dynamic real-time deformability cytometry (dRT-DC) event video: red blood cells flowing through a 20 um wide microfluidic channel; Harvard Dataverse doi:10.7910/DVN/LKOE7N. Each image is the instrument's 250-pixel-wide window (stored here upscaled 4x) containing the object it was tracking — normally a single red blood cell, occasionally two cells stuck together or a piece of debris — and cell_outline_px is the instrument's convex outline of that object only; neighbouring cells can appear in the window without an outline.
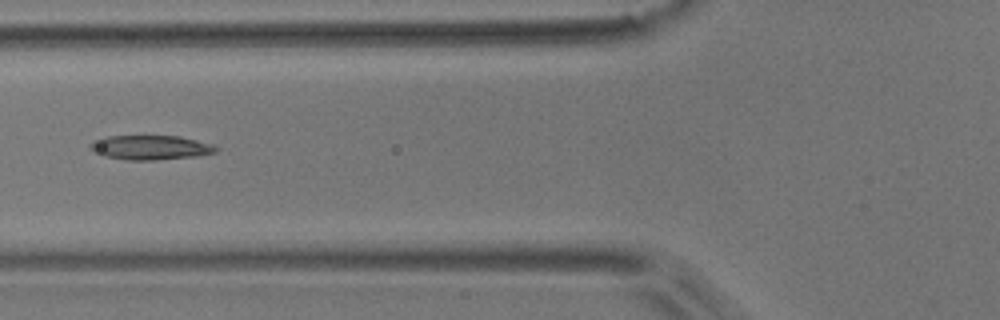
{"species": "common noctule bat (a hibernating species)", "species_latin": "Nyctalus noctula", "temperature_condition": "room temperature", "stored_images_in_passage": 7, "camera_frame_rate_fps": 3000, "um_per_image_px": 0.085, "animal": {"sex": "male", "body_mass_g": 17.9}, "frame": {"image": 1, "passage_image": 5, "time_ms": 1.333, "image_size_px": [1000, 320], "cell_outline_px": [[216, 152], [196, 156], [156, 160], [124, 160], [104, 156], [92, 152], [88, 148], [88, 144], [92, 140], [104, 136], [180, 136], [212, 144], [216, 148]], "centroid_in_image_um": [12.68, 12.54], "position_along_channel_um": 113.1, "area_um2": 18.09}}
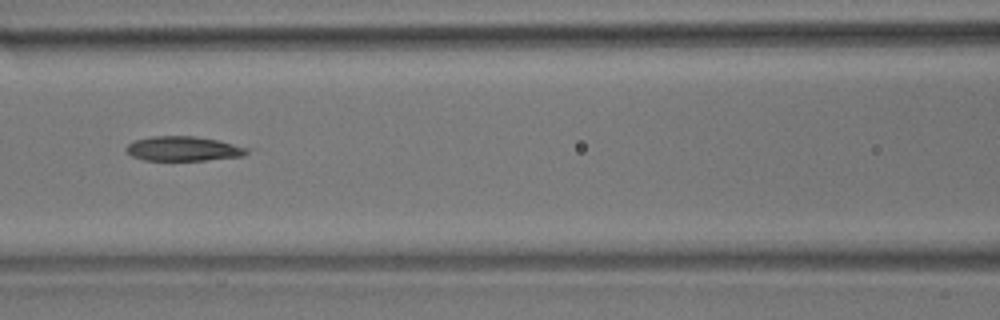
{"frame": {"image": 2, "passage_image": 6, "time_ms": 1.667, "image_size_px": [1000, 320], "cell_outline_px": [[248, 152], [244, 156], [204, 160], [144, 160], [132, 156], [124, 148], [128, 144], [136, 140], [152, 136], [192, 136], [216, 140], [248, 148]], "centroid_in_image_um": [15.55, 12.64], "position_along_channel_um": 151.0, "area_um2": 17.05}}
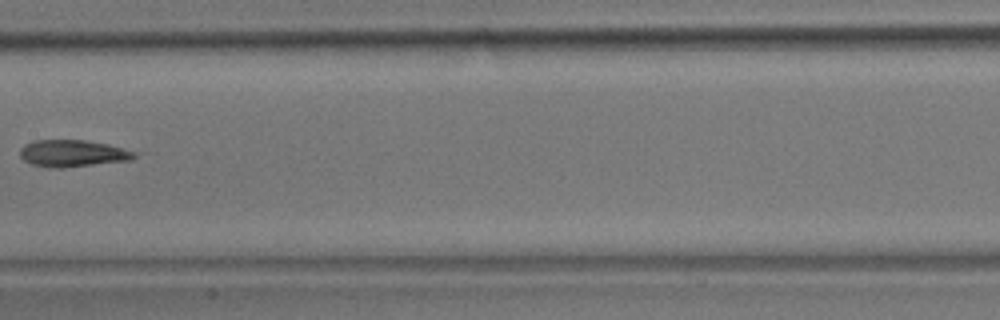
{"frame": {"image": 3, "passage_image": 7, "time_ms": 2.0, "image_size_px": [1000, 320], "cell_outline_px": [[136, 156], [132, 160], [64, 168], [52, 168], [32, 164], [24, 160], [20, 156], [20, 148], [24, 144], [32, 140], [84, 140], [108, 144], [136, 152]], "centroid_in_image_um": [6.16, 13.04], "position_along_channel_um": 201.2, "area_um2": 18.03}}